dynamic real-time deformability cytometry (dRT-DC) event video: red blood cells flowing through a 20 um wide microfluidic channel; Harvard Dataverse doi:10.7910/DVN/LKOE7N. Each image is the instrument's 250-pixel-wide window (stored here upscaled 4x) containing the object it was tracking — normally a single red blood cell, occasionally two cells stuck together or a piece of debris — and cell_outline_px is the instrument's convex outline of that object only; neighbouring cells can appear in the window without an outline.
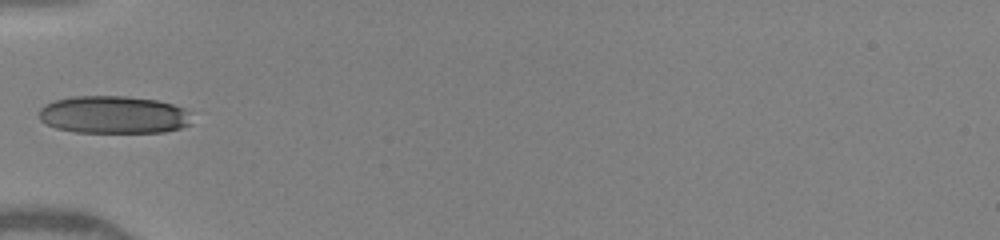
{"species": "human", "species_latin": "Homo sapiens", "temperature_condition": "warm", "stored_images_in_passage": 1, "camera_frame_rate_fps": 3000, "um_per_image_px": 0.085, "donor": {"sex": "female"}, "frame": {"image": 1, "passage_image": 1, "time_ms": 0.0, "image_size_px": [1000, 240], "cell_outline_px": [[192, 124], [180, 128], [164, 132], [76, 132], [56, 128], [40, 120], [40, 108], [44, 104], [56, 100], [72, 96], [124, 96], [156, 100], [172, 104], [184, 108], [188, 112]], "centroid_in_image_um": [9.66, 9.75], "position_along_channel_um": 75.3, "area_um2": 33.47}}